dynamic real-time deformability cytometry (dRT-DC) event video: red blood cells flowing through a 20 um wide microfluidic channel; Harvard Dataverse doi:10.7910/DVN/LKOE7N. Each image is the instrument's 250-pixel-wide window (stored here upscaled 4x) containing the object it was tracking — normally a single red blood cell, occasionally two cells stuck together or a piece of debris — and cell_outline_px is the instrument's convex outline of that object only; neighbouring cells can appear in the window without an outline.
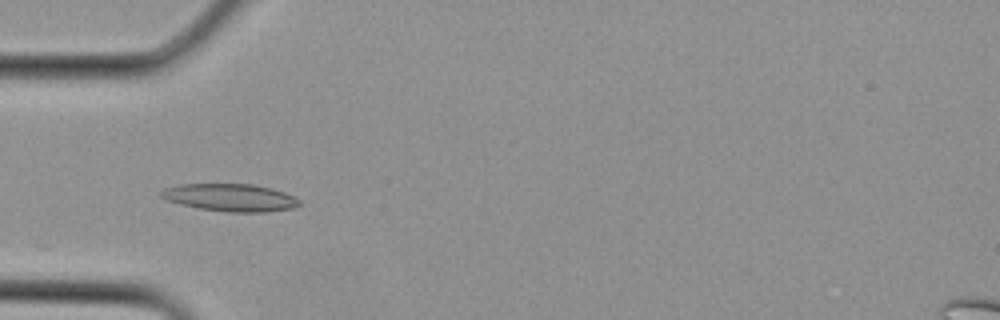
{"species": "Egyptian fruit bat (a non-hibernating species)", "species_latin": "Rousettus aegyptiacus", "temperature_condition": "cold", "stored_images_in_passage": 5, "camera_frame_rate_fps": 3000, "um_per_image_px": 0.085, "animal": {"sex": "female"}, "frame": {"image": 1, "passage_image": 1, "time_ms": 0.0, "image_size_px": [1000, 320], "cell_outline_px": [[304, 204], [292, 208], [264, 212], [228, 212], [200, 208], [180, 204], [168, 200], [160, 196], [160, 192], [164, 188], [180, 184], [252, 184], [272, 188], [284, 192], [300, 200]], "centroid_in_image_um": [19.6, 16.79], "position_along_channel_um": 65.4, "area_um2": 22.14}}
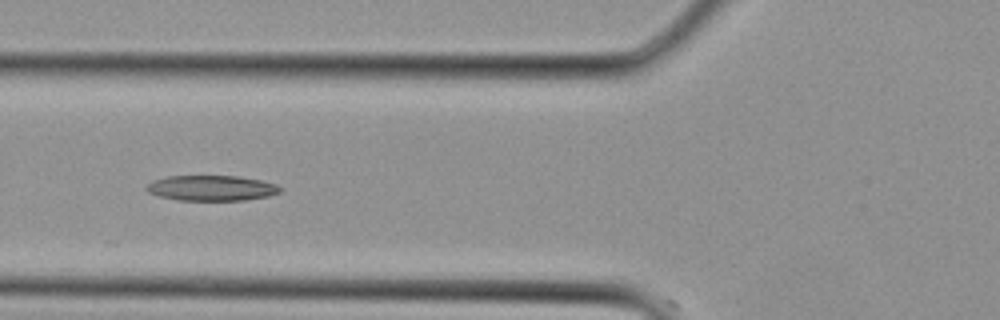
{"frame": {"image": 2, "passage_image": 3, "time_ms": 0.667, "image_size_px": [1000, 320], "cell_outline_px": [[284, 188], [280, 192], [268, 196], [244, 200], [180, 200], [160, 196], [148, 192], [144, 188], [152, 180], [168, 176], [240, 176], [260, 180], [276, 184]], "centroid_in_image_um": [17.99, 15.98], "position_along_channel_um": 107.8, "area_um2": 19.77}}